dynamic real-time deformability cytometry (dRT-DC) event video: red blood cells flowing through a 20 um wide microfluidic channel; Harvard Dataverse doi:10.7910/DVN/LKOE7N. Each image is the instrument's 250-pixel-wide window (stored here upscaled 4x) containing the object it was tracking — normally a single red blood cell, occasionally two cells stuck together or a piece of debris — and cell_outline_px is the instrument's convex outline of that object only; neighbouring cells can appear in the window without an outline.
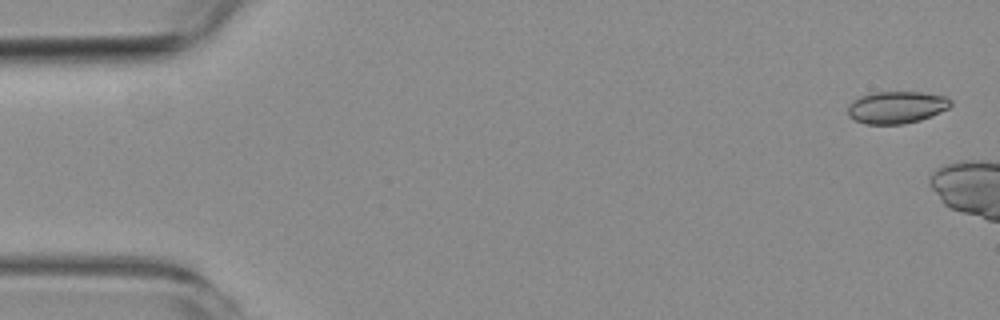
{"species": "common noctule bat (a hibernating species)", "species_latin": "Nyctalus noctula", "temperature_condition": "room temperature", "stored_images_in_passage": 3, "camera_frame_rate_fps": 3000, "um_per_image_px": 0.085, "animal": {"sex": "female", "body_mass_g": 19.3, "forearm_length_mm": 54.1}, "frame": {"image": 1, "passage_image": 1, "time_ms": 0.0, "image_size_px": [1000, 320], "cell_outline_px": [[952, 104], [948, 108], [920, 120], [900, 124], [864, 124], [848, 116], [848, 104], [852, 100], [860, 96], [876, 92], [920, 92], [944, 96], [952, 100]], "centroid_in_image_um": [76.17, 9.12], "position_along_channel_um": 8.8, "area_um2": 19.19}}